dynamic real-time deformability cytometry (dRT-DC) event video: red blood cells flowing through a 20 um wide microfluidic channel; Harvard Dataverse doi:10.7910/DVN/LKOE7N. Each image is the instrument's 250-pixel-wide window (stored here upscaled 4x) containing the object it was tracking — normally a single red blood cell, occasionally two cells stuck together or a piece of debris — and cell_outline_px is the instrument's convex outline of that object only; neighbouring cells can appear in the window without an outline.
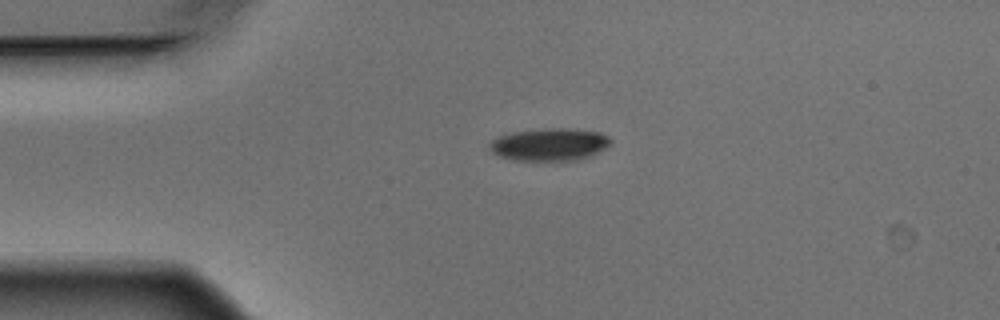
{"species": "Egyptian fruit bat (a non-hibernating species)", "species_latin": "Rousettus aegyptiacus", "temperature_condition": "warm", "stored_images_in_passage": 2, "camera_frame_rate_fps": 3000, "um_per_image_px": 0.085, "animal": {"sex": "male"}, "frame": {"image": 1, "passage_image": 1, "time_ms": 0.0, "image_size_px": [1000, 320], "cell_outline_px": [[612, 140], [604, 148], [580, 160], [552, 164], [512, 160], [500, 156], [492, 152], [488, 148], [488, 144], [492, 140], [500, 136], [512, 132], [552, 128], [564, 128], [600, 132], [608, 136]], "centroid_in_image_um": [46.67, 12.34], "position_along_channel_um": 38.3, "area_um2": 23.64}}